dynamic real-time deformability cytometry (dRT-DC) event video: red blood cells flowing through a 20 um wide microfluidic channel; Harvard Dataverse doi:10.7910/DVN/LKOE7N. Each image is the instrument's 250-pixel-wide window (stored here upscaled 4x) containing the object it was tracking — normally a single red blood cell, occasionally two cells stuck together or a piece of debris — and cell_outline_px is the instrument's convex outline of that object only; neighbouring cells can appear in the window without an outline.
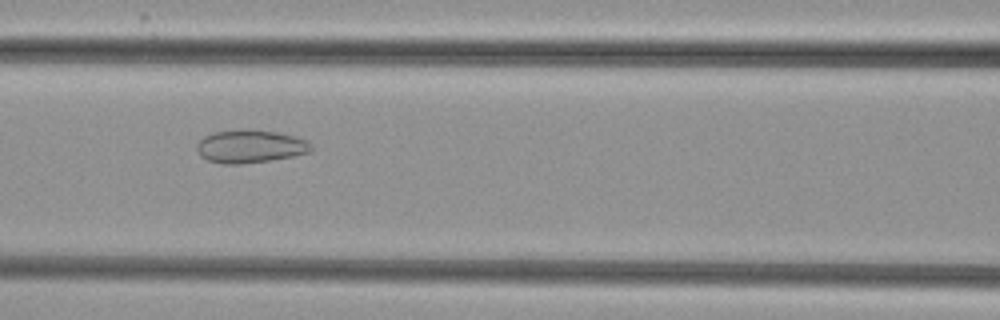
{"species": "common noctule bat (a hibernating species)", "species_latin": "Nyctalus noctula", "temperature_condition": "cold", "stored_images_in_passage": 5, "camera_frame_rate_fps": 3000, "um_per_image_px": 0.085, "animal": {"sex": "female", "body_mass_g": 29.2, "forearm_length_mm": 56.3}, "frame": {"image": 1, "passage_image": 3, "time_ms": 2.333, "image_size_px": [1000, 320], "cell_outline_px": [[312, 148], [308, 152], [292, 156], [272, 160], [240, 164], [220, 164], [208, 160], [200, 156], [196, 148], [196, 144], [204, 136], [216, 132], [252, 128], [276, 132], [296, 136], [308, 140], [312, 144]], "centroid_in_image_um": [21.27, 12.44], "position_along_channel_um": 145.3, "area_um2": 22.2}}
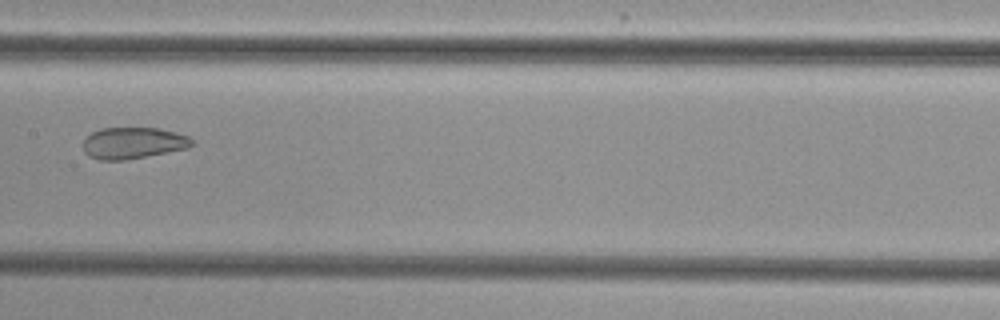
{"frame": {"image": 2, "passage_image": 4, "time_ms": 3.667, "image_size_px": [1000, 320], "cell_outline_px": [[192, 144], [188, 148], [124, 160], [100, 160], [88, 156], [84, 152], [84, 140], [92, 132], [100, 128], [156, 128], [176, 132], [188, 136], [192, 140]], "centroid_in_image_um": [11.29, 12.15], "position_along_channel_um": 196.1, "area_um2": 19.77}}
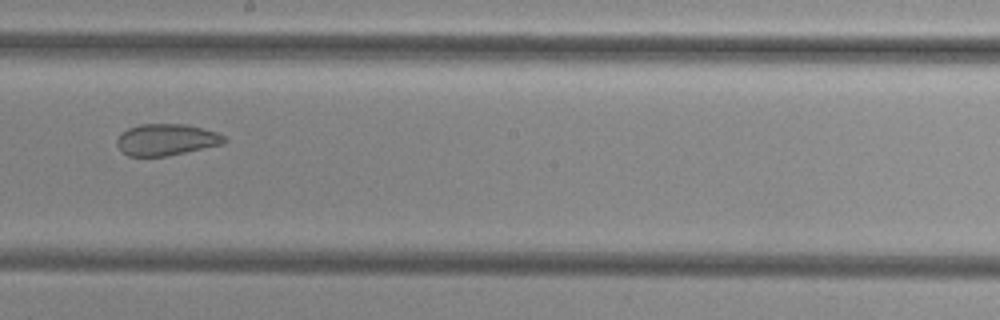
{"frame": {"image": 3, "passage_image": 5, "time_ms": 4.667, "image_size_px": [1000, 320], "cell_outline_px": [[228, 140], [224, 144], [168, 156], [128, 156], [116, 144], [116, 140], [120, 132], [128, 128], [140, 124], [188, 124], [216, 132], [224, 136]], "centroid_in_image_um": [14.15, 11.87], "position_along_channel_um": 234.1, "area_um2": 19.88}}